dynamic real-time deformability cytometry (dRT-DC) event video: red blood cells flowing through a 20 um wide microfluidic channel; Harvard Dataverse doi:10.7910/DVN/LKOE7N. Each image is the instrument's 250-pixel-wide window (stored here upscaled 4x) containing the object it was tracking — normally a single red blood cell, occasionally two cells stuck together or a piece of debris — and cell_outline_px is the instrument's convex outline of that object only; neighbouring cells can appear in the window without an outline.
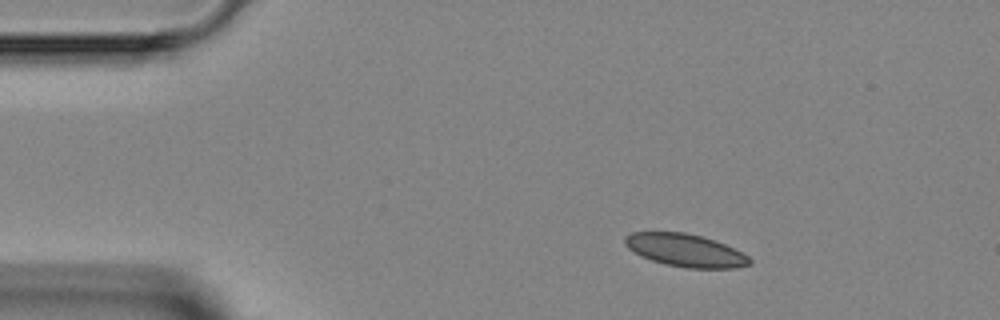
{"species": "Egyptian fruit bat (a non-hibernating species)", "species_latin": "Rousettus aegyptiacus", "temperature_condition": "room temperature", "stored_images_in_passage": 4, "camera_frame_rate_fps": 3000, "um_per_image_px": 0.085, "animal": {"sex": "female"}, "frame": {"image": 1, "passage_image": 2, "time_ms": 1.0, "image_size_px": [1000, 320], "cell_outline_px": [[752, 264], [736, 268], [688, 268], [664, 264], [640, 256], [628, 248], [624, 244], [624, 236], [632, 232], [684, 232], [704, 236], [716, 240], [748, 256], [752, 260]], "centroid_in_image_um": [58.24, 21.27], "position_along_channel_um": 26.8, "area_um2": 23.93}}
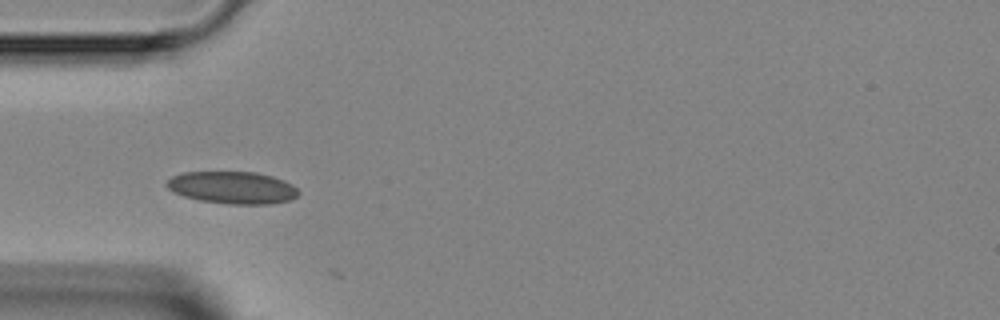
{"frame": {"image": 2, "passage_image": 4, "time_ms": 3.333, "image_size_px": [1000, 320], "cell_outline_px": [[300, 192], [296, 196], [288, 200], [272, 204], [228, 204], [200, 200], [184, 196], [168, 188], [164, 184], [172, 176], [184, 172], [256, 172], [272, 176], [284, 180], [292, 184]], "centroid_in_image_um": [19.77, 15.94], "position_along_channel_um": 65.2, "area_um2": 24.68}}